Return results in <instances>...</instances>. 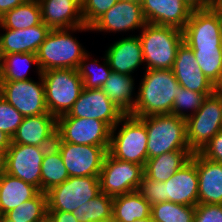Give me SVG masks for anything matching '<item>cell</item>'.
<instances>
[{"label":"cell","mask_w":222,"mask_h":222,"mask_svg":"<svg viewBox=\"0 0 222 222\" xmlns=\"http://www.w3.org/2000/svg\"><path fill=\"white\" fill-rule=\"evenodd\" d=\"M136 94L132 115L137 118L172 114L180 87L172 69H146Z\"/></svg>","instance_id":"1"},{"label":"cell","mask_w":222,"mask_h":222,"mask_svg":"<svg viewBox=\"0 0 222 222\" xmlns=\"http://www.w3.org/2000/svg\"><path fill=\"white\" fill-rule=\"evenodd\" d=\"M89 30H91L90 27L85 25L51 29L36 53L41 72L51 69H78L83 56L88 51L71 34Z\"/></svg>","instance_id":"2"},{"label":"cell","mask_w":222,"mask_h":222,"mask_svg":"<svg viewBox=\"0 0 222 222\" xmlns=\"http://www.w3.org/2000/svg\"><path fill=\"white\" fill-rule=\"evenodd\" d=\"M146 69H172L179 46L184 42L183 31L164 25L146 23L140 31Z\"/></svg>","instance_id":"3"},{"label":"cell","mask_w":222,"mask_h":222,"mask_svg":"<svg viewBox=\"0 0 222 222\" xmlns=\"http://www.w3.org/2000/svg\"><path fill=\"white\" fill-rule=\"evenodd\" d=\"M147 130L148 159L172 151H191L187 141L186 119L173 114L139 118Z\"/></svg>","instance_id":"4"},{"label":"cell","mask_w":222,"mask_h":222,"mask_svg":"<svg viewBox=\"0 0 222 222\" xmlns=\"http://www.w3.org/2000/svg\"><path fill=\"white\" fill-rule=\"evenodd\" d=\"M45 104L50 114L58 118L68 114L84 89L77 69H51L41 73Z\"/></svg>","instance_id":"5"},{"label":"cell","mask_w":222,"mask_h":222,"mask_svg":"<svg viewBox=\"0 0 222 222\" xmlns=\"http://www.w3.org/2000/svg\"><path fill=\"white\" fill-rule=\"evenodd\" d=\"M120 124L122 127L116 133ZM147 142L145 124L139 118L126 114L111 129L108 153L116 159L136 163L144 167L148 160Z\"/></svg>","instance_id":"6"},{"label":"cell","mask_w":222,"mask_h":222,"mask_svg":"<svg viewBox=\"0 0 222 222\" xmlns=\"http://www.w3.org/2000/svg\"><path fill=\"white\" fill-rule=\"evenodd\" d=\"M187 141L193 153L222 130V96L208 95L198 111L186 119Z\"/></svg>","instance_id":"7"},{"label":"cell","mask_w":222,"mask_h":222,"mask_svg":"<svg viewBox=\"0 0 222 222\" xmlns=\"http://www.w3.org/2000/svg\"><path fill=\"white\" fill-rule=\"evenodd\" d=\"M100 193L99 177H69L46 192L48 211L72 212Z\"/></svg>","instance_id":"8"},{"label":"cell","mask_w":222,"mask_h":222,"mask_svg":"<svg viewBox=\"0 0 222 222\" xmlns=\"http://www.w3.org/2000/svg\"><path fill=\"white\" fill-rule=\"evenodd\" d=\"M143 175V166L116 159L107 153L99 176L101 192L116 197L138 191Z\"/></svg>","instance_id":"9"},{"label":"cell","mask_w":222,"mask_h":222,"mask_svg":"<svg viewBox=\"0 0 222 222\" xmlns=\"http://www.w3.org/2000/svg\"><path fill=\"white\" fill-rule=\"evenodd\" d=\"M54 145L60 151L69 177H99L109 146L78 145L63 142L57 136Z\"/></svg>","instance_id":"10"},{"label":"cell","mask_w":222,"mask_h":222,"mask_svg":"<svg viewBox=\"0 0 222 222\" xmlns=\"http://www.w3.org/2000/svg\"><path fill=\"white\" fill-rule=\"evenodd\" d=\"M111 127L98 119L58 117L56 136L78 145L109 146Z\"/></svg>","instance_id":"11"},{"label":"cell","mask_w":222,"mask_h":222,"mask_svg":"<svg viewBox=\"0 0 222 222\" xmlns=\"http://www.w3.org/2000/svg\"><path fill=\"white\" fill-rule=\"evenodd\" d=\"M182 31L184 43L192 50L222 47L217 15L208 5L195 7Z\"/></svg>","instance_id":"12"},{"label":"cell","mask_w":222,"mask_h":222,"mask_svg":"<svg viewBox=\"0 0 222 222\" xmlns=\"http://www.w3.org/2000/svg\"><path fill=\"white\" fill-rule=\"evenodd\" d=\"M39 82L32 79L22 81H2L1 97L10 103L24 117L48 113L45 104L43 78Z\"/></svg>","instance_id":"13"},{"label":"cell","mask_w":222,"mask_h":222,"mask_svg":"<svg viewBox=\"0 0 222 222\" xmlns=\"http://www.w3.org/2000/svg\"><path fill=\"white\" fill-rule=\"evenodd\" d=\"M48 148L11 142L5 154V173L30 183L41 191V167Z\"/></svg>","instance_id":"14"},{"label":"cell","mask_w":222,"mask_h":222,"mask_svg":"<svg viewBox=\"0 0 222 222\" xmlns=\"http://www.w3.org/2000/svg\"><path fill=\"white\" fill-rule=\"evenodd\" d=\"M125 115L101 88H84L68 114L59 117L98 119L113 128Z\"/></svg>","instance_id":"15"},{"label":"cell","mask_w":222,"mask_h":222,"mask_svg":"<svg viewBox=\"0 0 222 222\" xmlns=\"http://www.w3.org/2000/svg\"><path fill=\"white\" fill-rule=\"evenodd\" d=\"M146 23L140 0H118L90 26V29L119 33L134 29L142 30Z\"/></svg>","instance_id":"16"},{"label":"cell","mask_w":222,"mask_h":222,"mask_svg":"<svg viewBox=\"0 0 222 222\" xmlns=\"http://www.w3.org/2000/svg\"><path fill=\"white\" fill-rule=\"evenodd\" d=\"M199 181L196 168V152L171 178L163 182V202L196 206Z\"/></svg>","instance_id":"17"},{"label":"cell","mask_w":222,"mask_h":222,"mask_svg":"<svg viewBox=\"0 0 222 222\" xmlns=\"http://www.w3.org/2000/svg\"><path fill=\"white\" fill-rule=\"evenodd\" d=\"M147 23L183 30L195 8L188 0H140Z\"/></svg>","instance_id":"18"},{"label":"cell","mask_w":222,"mask_h":222,"mask_svg":"<svg viewBox=\"0 0 222 222\" xmlns=\"http://www.w3.org/2000/svg\"><path fill=\"white\" fill-rule=\"evenodd\" d=\"M57 133V118L50 114L24 117L12 143L40 147H51L55 143Z\"/></svg>","instance_id":"19"},{"label":"cell","mask_w":222,"mask_h":222,"mask_svg":"<svg viewBox=\"0 0 222 222\" xmlns=\"http://www.w3.org/2000/svg\"><path fill=\"white\" fill-rule=\"evenodd\" d=\"M0 34V57L11 53H37L51 29L41 22L39 25L12 30L2 28Z\"/></svg>","instance_id":"20"},{"label":"cell","mask_w":222,"mask_h":222,"mask_svg":"<svg viewBox=\"0 0 222 222\" xmlns=\"http://www.w3.org/2000/svg\"><path fill=\"white\" fill-rule=\"evenodd\" d=\"M42 22L50 29L75 28L84 24L81 0H40Z\"/></svg>","instance_id":"21"},{"label":"cell","mask_w":222,"mask_h":222,"mask_svg":"<svg viewBox=\"0 0 222 222\" xmlns=\"http://www.w3.org/2000/svg\"><path fill=\"white\" fill-rule=\"evenodd\" d=\"M114 72L131 75L144 63L142 44L138 35L119 39L105 53Z\"/></svg>","instance_id":"22"},{"label":"cell","mask_w":222,"mask_h":222,"mask_svg":"<svg viewBox=\"0 0 222 222\" xmlns=\"http://www.w3.org/2000/svg\"><path fill=\"white\" fill-rule=\"evenodd\" d=\"M196 168L198 204H222V163L209 160L196 152Z\"/></svg>","instance_id":"23"},{"label":"cell","mask_w":222,"mask_h":222,"mask_svg":"<svg viewBox=\"0 0 222 222\" xmlns=\"http://www.w3.org/2000/svg\"><path fill=\"white\" fill-rule=\"evenodd\" d=\"M39 192L34 185L4 172L0 175V216L34 198Z\"/></svg>","instance_id":"24"},{"label":"cell","mask_w":222,"mask_h":222,"mask_svg":"<svg viewBox=\"0 0 222 222\" xmlns=\"http://www.w3.org/2000/svg\"><path fill=\"white\" fill-rule=\"evenodd\" d=\"M192 155V151H172L150 158L144 166V175L165 182L184 166Z\"/></svg>","instance_id":"25"},{"label":"cell","mask_w":222,"mask_h":222,"mask_svg":"<svg viewBox=\"0 0 222 222\" xmlns=\"http://www.w3.org/2000/svg\"><path fill=\"white\" fill-rule=\"evenodd\" d=\"M151 217V205L138 191L113 197L112 222H133Z\"/></svg>","instance_id":"26"},{"label":"cell","mask_w":222,"mask_h":222,"mask_svg":"<svg viewBox=\"0 0 222 222\" xmlns=\"http://www.w3.org/2000/svg\"><path fill=\"white\" fill-rule=\"evenodd\" d=\"M134 85L132 75L112 71L101 89L118 108L130 114L136 103V94L133 98Z\"/></svg>","instance_id":"27"},{"label":"cell","mask_w":222,"mask_h":222,"mask_svg":"<svg viewBox=\"0 0 222 222\" xmlns=\"http://www.w3.org/2000/svg\"><path fill=\"white\" fill-rule=\"evenodd\" d=\"M31 65H36L38 76L41 70L35 53H11L0 57L1 81H22L31 79L27 76Z\"/></svg>","instance_id":"28"},{"label":"cell","mask_w":222,"mask_h":222,"mask_svg":"<svg viewBox=\"0 0 222 222\" xmlns=\"http://www.w3.org/2000/svg\"><path fill=\"white\" fill-rule=\"evenodd\" d=\"M41 169V192L44 193L69 178L60 151L55 145L46 150Z\"/></svg>","instance_id":"29"},{"label":"cell","mask_w":222,"mask_h":222,"mask_svg":"<svg viewBox=\"0 0 222 222\" xmlns=\"http://www.w3.org/2000/svg\"><path fill=\"white\" fill-rule=\"evenodd\" d=\"M42 22L39 2L26 1L0 17V28H30Z\"/></svg>","instance_id":"30"},{"label":"cell","mask_w":222,"mask_h":222,"mask_svg":"<svg viewBox=\"0 0 222 222\" xmlns=\"http://www.w3.org/2000/svg\"><path fill=\"white\" fill-rule=\"evenodd\" d=\"M112 210L113 197L101 192L72 211V214L79 222H107L112 221Z\"/></svg>","instance_id":"31"},{"label":"cell","mask_w":222,"mask_h":222,"mask_svg":"<svg viewBox=\"0 0 222 222\" xmlns=\"http://www.w3.org/2000/svg\"><path fill=\"white\" fill-rule=\"evenodd\" d=\"M48 212L47 195L39 192L3 216L12 222H38Z\"/></svg>","instance_id":"32"},{"label":"cell","mask_w":222,"mask_h":222,"mask_svg":"<svg viewBox=\"0 0 222 222\" xmlns=\"http://www.w3.org/2000/svg\"><path fill=\"white\" fill-rule=\"evenodd\" d=\"M195 206L176 204L170 201L151 206L153 222H194Z\"/></svg>","instance_id":"33"},{"label":"cell","mask_w":222,"mask_h":222,"mask_svg":"<svg viewBox=\"0 0 222 222\" xmlns=\"http://www.w3.org/2000/svg\"><path fill=\"white\" fill-rule=\"evenodd\" d=\"M89 56H91L88 52L83 56V59L80 62L78 67V72L83 80V86L86 89H99L102 88L105 81L110 77L112 69L110 68L109 62L106 59V56L103 57V65L98 62V60L90 61L89 64ZM87 62V63H86ZM93 62V63H92ZM99 63V64H98ZM97 66L96 70L90 67ZM95 70V71H94Z\"/></svg>","instance_id":"34"},{"label":"cell","mask_w":222,"mask_h":222,"mask_svg":"<svg viewBox=\"0 0 222 222\" xmlns=\"http://www.w3.org/2000/svg\"><path fill=\"white\" fill-rule=\"evenodd\" d=\"M211 94L212 93L190 91L189 89L180 86L173 102L172 114L187 119L198 111L205 98ZM187 110L191 111V113H188L189 111Z\"/></svg>","instance_id":"35"},{"label":"cell","mask_w":222,"mask_h":222,"mask_svg":"<svg viewBox=\"0 0 222 222\" xmlns=\"http://www.w3.org/2000/svg\"><path fill=\"white\" fill-rule=\"evenodd\" d=\"M199 68L204 75L215 85L222 75L221 49L193 50Z\"/></svg>","instance_id":"36"},{"label":"cell","mask_w":222,"mask_h":222,"mask_svg":"<svg viewBox=\"0 0 222 222\" xmlns=\"http://www.w3.org/2000/svg\"><path fill=\"white\" fill-rule=\"evenodd\" d=\"M172 70L174 75L199 74V72H202L193 50L184 42L178 48Z\"/></svg>","instance_id":"37"},{"label":"cell","mask_w":222,"mask_h":222,"mask_svg":"<svg viewBox=\"0 0 222 222\" xmlns=\"http://www.w3.org/2000/svg\"><path fill=\"white\" fill-rule=\"evenodd\" d=\"M23 119L24 116L0 96V131L12 138Z\"/></svg>","instance_id":"38"},{"label":"cell","mask_w":222,"mask_h":222,"mask_svg":"<svg viewBox=\"0 0 222 222\" xmlns=\"http://www.w3.org/2000/svg\"><path fill=\"white\" fill-rule=\"evenodd\" d=\"M118 0H81V14L85 26L90 27Z\"/></svg>","instance_id":"39"},{"label":"cell","mask_w":222,"mask_h":222,"mask_svg":"<svg viewBox=\"0 0 222 222\" xmlns=\"http://www.w3.org/2000/svg\"><path fill=\"white\" fill-rule=\"evenodd\" d=\"M180 86L196 91L199 93H213L215 92V85L207 78L203 72L199 74L189 75H174Z\"/></svg>","instance_id":"40"},{"label":"cell","mask_w":222,"mask_h":222,"mask_svg":"<svg viewBox=\"0 0 222 222\" xmlns=\"http://www.w3.org/2000/svg\"><path fill=\"white\" fill-rule=\"evenodd\" d=\"M163 182L147 178L143 175L138 192L152 206L163 202Z\"/></svg>","instance_id":"41"},{"label":"cell","mask_w":222,"mask_h":222,"mask_svg":"<svg viewBox=\"0 0 222 222\" xmlns=\"http://www.w3.org/2000/svg\"><path fill=\"white\" fill-rule=\"evenodd\" d=\"M194 222H222V204H197Z\"/></svg>","instance_id":"42"},{"label":"cell","mask_w":222,"mask_h":222,"mask_svg":"<svg viewBox=\"0 0 222 222\" xmlns=\"http://www.w3.org/2000/svg\"><path fill=\"white\" fill-rule=\"evenodd\" d=\"M198 152L209 160L222 163V130Z\"/></svg>","instance_id":"43"},{"label":"cell","mask_w":222,"mask_h":222,"mask_svg":"<svg viewBox=\"0 0 222 222\" xmlns=\"http://www.w3.org/2000/svg\"><path fill=\"white\" fill-rule=\"evenodd\" d=\"M55 222H79L72 212L67 211H48Z\"/></svg>","instance_id":"44"},{"label":"cell","mask_w":222,"mask_h":222,"mask_svg":"<svg viewBox=\"0 0 222 222\" xmlns=\"http://www.w3.org/2000/svg\"><path fill=\"white\" fill-rule=\"evenodd\" d=\"M24 2L26 0H0V17Z\"/></svg>","instance_id":"45"},{"label":"cell","mask_w":222,"mask_h":222,"mask_svg":"<svg viewBox=\"0 0 222 222\" xmlns=\"http://www.w3.org/2000/svg\"><path fill=\"white\" fill-rule=\"evenodd\" d=\"M12 142V138L7 135L5 132L0 131V150L7 151Z\"/></svg>","instance_id":"46"},{"label":"cell","mask_w":222,"mask_h":222,"mask_svg":"<svg viewBox=\"0 0 222 222\" xmlns=\"http://www.w3.org/2000/svg\"><path fill=\"white\" fill-rule=\"evenodd\" d=\"M207 5L216 13L220 31H222V8L214 0H210Z\"/></svg>","instance_id":"47"},{"label":"cell","mask_w":222,"mask_h":222,"mask_svg":"<svg viewBox=\"0 0 222 222\" xmlns=\"http://www.w3.org/2000/svg\"><path fill=\"white\" fill-rule=\"evenodd\" d=\"M5 151L0 150V175L5 172Z\"/></svg>","instance_id":"48"},{"label":"cell","mask_w":222,"mask_h":222,"mask_svg":"<svg viewBox=\"0 0 222 222\" xmlns=\"http://www.w3.org/2000/svg\"><path fill=\"white\" fill-rule=\"evenodd\" d=\"M194 7H202L209 3L210 0H188Z\"/></svg>","instance_id":"49"},{"label":"cell","mask_w":222,"mask_h":222,"mask_svg":"<svg viewBox=\"0 0 222 222\" xmlns=\"http://www.w3.org/2000/svg\"><path fill=\"white\" fill-rule=\"evenodd\" d=\"M215 92L218 95L222 96V75L220 80L215 84Z\"/></svg>","instance_id":"50"},{"label":"cell","mask_w":222,"mask_h":222,"mask_svg":"<svg viewBox=\"0 0 222 222\" xmlns=\"http://www.w3.org/2000/svg\"><path fill=\"white\" fill-rule=\"evenodd\" d=\"M38 222H55L53 217L47 212Z\"/></svg>","instance_id":"51"},{"label":"cell","mask_w":222,"mask_h":222,"mask_svg":"<svg viewBox=\"0 0 222 222\" xmlns=\"http://www.w3.org/2000/svg\"><path fill=\"white\" fill-rule=\"evenodd\" d=\"M133 222H153V221H152V218L149 217V218H145V219H141V220H135Z\"/></svg>","instance_id":"52"},{"label":"cell","mask_w":222,"mask_h":222,"mask_svg":"<svg viewBox=\"0 0 222 222\" xmlns=\"http://www.w3.org/2000/svg\"><path fill=\"white\" fill-rule=\"evenodd\" d=\"M0 222H12V221H9L4 216H1L0 217Z\"/></svg>","instance_id":"53"},{"label":"cell","mask_w":222,"mask_h":222,"mask_svg":"<svg viewBox=\"0 0 222 222\" xmlns=\"http://www.w3.org/2000/svg\"><path fill=\"white\" fill-rule=\"evenodd\" d=\"M222 8V0H214Z\"/></svg>","instance_id":"54"},{"label":"cell","mask_w":222,"mask_h":222,"mask_svg":"<svg viewBox=\"0 0 222 222\" xmlns=\"http://www.w3.org/2000/svg\"><path fill=\"white\" fill-rule=\"evenodd\" d=\"M1 83H2V81H1V78H0V96H1Z\"/></svg>","instance_id":"55"},{"label":"cell","mask_w":222,"mask_h":222,"mask_svg":"<svg viewBox=\"0 0 222 222\" xmlns=\"http://www.w3.org/2000/svg\"><path fill=\"white\" fill-rule=\"evenodd\" d=\"M26 1H34V2H39L40 0H26Z\"/></svg>","instance_id":"56"}]
</instances>
